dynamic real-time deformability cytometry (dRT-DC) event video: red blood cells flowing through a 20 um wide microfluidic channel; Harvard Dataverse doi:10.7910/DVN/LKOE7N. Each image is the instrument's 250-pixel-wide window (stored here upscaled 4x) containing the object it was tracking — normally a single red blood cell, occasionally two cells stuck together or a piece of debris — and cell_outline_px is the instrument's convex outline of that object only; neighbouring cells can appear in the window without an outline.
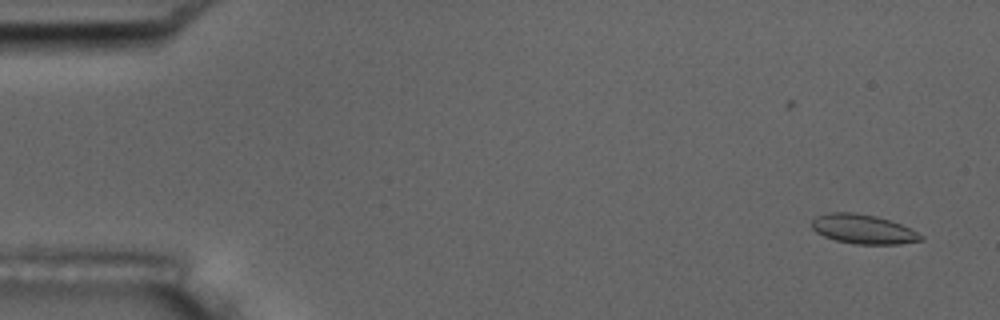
{"species": "common noctule bat (a hibernating species)", "species_latin": "Nyctalus noctula", "temperature_condition": "room temperature", "stored_images_in_passage": 8, "camera_frame_rate_fps": 3000, "um_per_image_px": 0.085, "animal": {"sex": "male", "body_mass_g": 17.5, "forearm_length_mm": 52.3}, "frame": {"image": 1, "passage_image": 3, "time_ms": 2.333, "image_size_px": [1000, 320], "cell_outline_px": [[924, 240], [900, 244], [856, 244], [836, 240], [824, 236], [816, 232], [812, 228], [812, 220], [816, 216], [828, 212], [856, 212], [876, 216], [900, 224], [924, 236]], "centroid_in_image_um": [73.35, 19.47], "position_along_channel_um": 11.6, "area_um2": 18.61}}
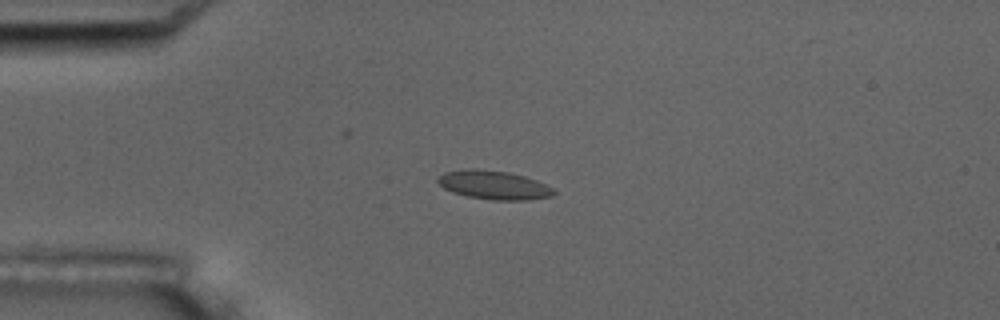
{"frame": {"image": 2, "passage_image": 6, "time_ms": 6.0, "image_size_px": [1000, 320], "cell_outline_px": [[556, 192], [552, 196], [528, 200], [492, 200], [468, 196], [452, 192], [444, 188], [436, 180], [444, 172], [468, 168], [476, 168], [508, 172], [524, 176], [536, 180], [552, 188]], "centroid_in_image_um": [41.96, 15.72], "position_along_channel_um": 43.0, "area_um2": 19.36}}